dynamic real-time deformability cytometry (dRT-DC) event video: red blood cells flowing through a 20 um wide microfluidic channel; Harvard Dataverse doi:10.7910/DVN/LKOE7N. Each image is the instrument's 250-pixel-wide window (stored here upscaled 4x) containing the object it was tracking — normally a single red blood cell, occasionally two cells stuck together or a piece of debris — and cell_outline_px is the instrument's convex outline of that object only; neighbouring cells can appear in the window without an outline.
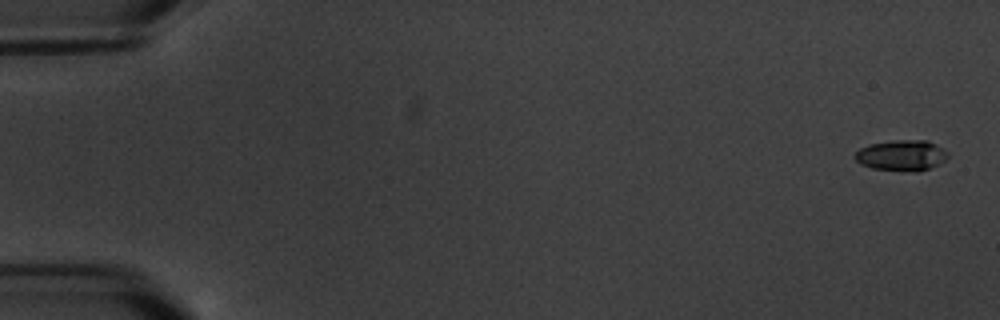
{"species": "common noctule bat (a hibernating species)", "species_latin": "Nyctalus noctula", "temperature_condition": "warm", "stored_images_in_passage": 7, "segment_of_instrument_passage": [1, 2], "camera_frame_rate_fps": 3000, "um_per_image_px": 0.085, "animal": {"sex": "male", "body_mass_g": 20.1, "forearm_length_mm": 53.5}, "frame": {"image": 1, "passage_image": 1, "time_ms": 0.0, "image_size_px": [1000, 320], "cell_outline_px": [[948, 156], [944, 160], [928, 168], [916, 172], [912, 172], [872, 168], [860, 164], [856, 160], [856, 152], [860, 148], [868, 144], [892, 140], [928, 140], [944, 148], [948, 152]], "centroid_in_image_um": [76.63, 13.19], "position_along_channel_um": 8.4, "area_um2": 16.65}}
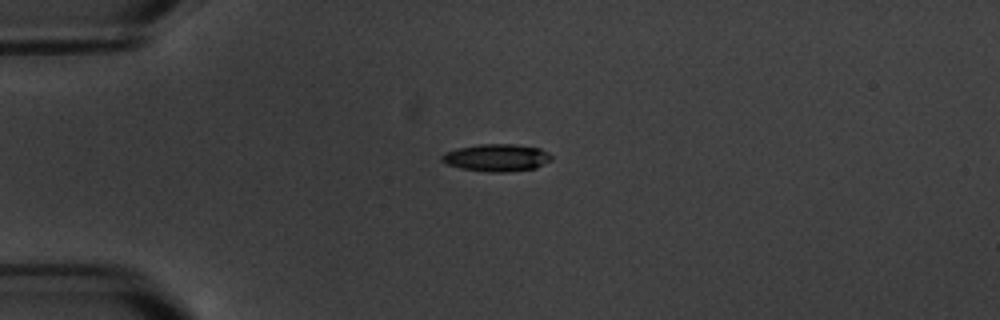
{"frame": {"image": 2, "passage_image": 5, "time_ms": 4.667, "image_size_px": [1000, 320], "cell_outline_px": [[552, 160], [536, 168], [504, 172], [488, 172], [460, 168], [448, 164], [440, 160], [440, 156], [444, 152], [460, 148], [480, 144], [512, 144], [540, 148], [548, 152], [552, 156]], "centroid_in_image_um": [42.22, 13.4], "position_along_channel_um": 42.8, "area_um2": 17.46}}